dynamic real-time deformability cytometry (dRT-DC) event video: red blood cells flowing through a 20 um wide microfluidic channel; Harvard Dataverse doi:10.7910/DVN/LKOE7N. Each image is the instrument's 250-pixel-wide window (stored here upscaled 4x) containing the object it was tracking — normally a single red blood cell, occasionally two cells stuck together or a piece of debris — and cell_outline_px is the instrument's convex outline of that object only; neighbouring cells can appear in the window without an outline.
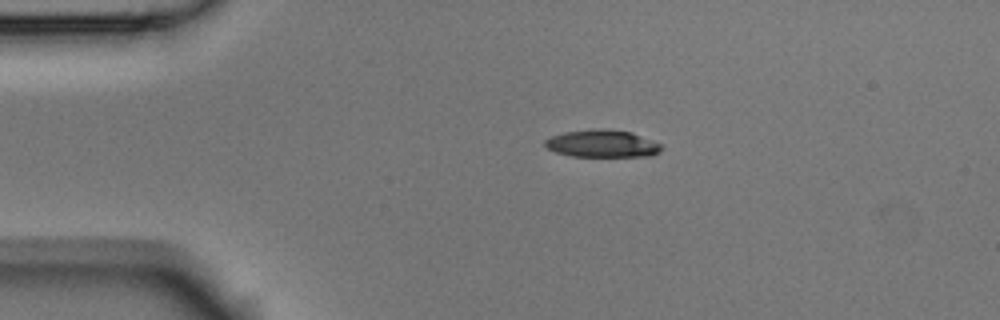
{"species": "Egyptian fruit bat (a non-hibernating species)", "species_latin": "Rousettus aegyptiacus", "temperature_condition": "room temperature", "stored_images_in_passage": 2, "camera_frame_rate_fps": 3000, "um_per_image_px": 0.085, "animal": {"sex": "male"}, "frame": {"image": 1, "passage_image": 1, "time_ms": 0.0, "image_size_px": [1000, 320], "cell_outline_px": [[664, 148], [660, 152], [648, 156], [572, 156], [556, 152], [548, 148], [544, 144], [544, 140], [552, 136], [564, 132], [600, 128], [604, 128], [632, 132], [660, 144]], "centroid_in_image_um": [51.2, 12.2], "position_along_channel_um": 33.8, "area_um2": 18.5}}